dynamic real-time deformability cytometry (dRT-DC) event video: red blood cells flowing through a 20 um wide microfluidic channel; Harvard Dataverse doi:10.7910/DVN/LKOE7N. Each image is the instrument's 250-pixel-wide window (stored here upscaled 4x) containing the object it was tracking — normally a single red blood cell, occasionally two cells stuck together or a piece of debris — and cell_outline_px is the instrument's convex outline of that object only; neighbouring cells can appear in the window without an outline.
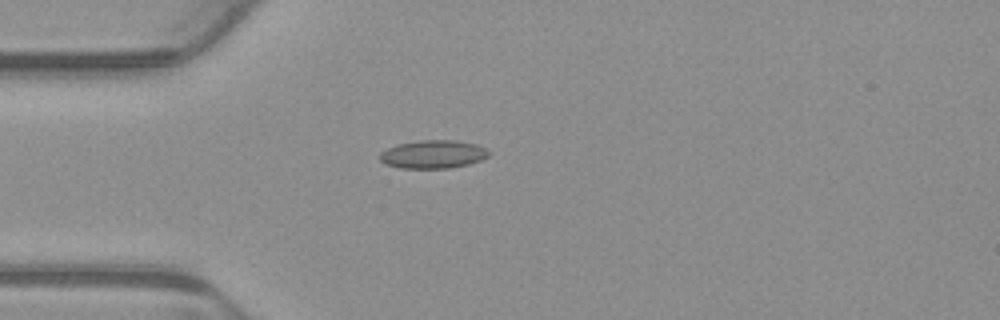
{"species": "common noctule bat (a hibernating species)", "species_latin": "Nyctalus noctula", "temperature_condition": "warm", "stored_images_in_passage": 3, "camera_frame_rate_fps": 3000, "um_per_image_px": 0.085, "animal": {"sex": "male", "body_mass_g": 23.1, "forearm_length_mm": 52.7}, "frame": {"image": 1, "passage_image": 3, "time_ms": 0.667, "image_size_px": [1000, 320], "cell_outline_px": [[492, 152], [488, 156], [480, 160], [468, 164], [448, 168], [400, 168], [384, 164], [380, 160], [380, 152], [396, 144], [420, 140], [456, 140], [476, 144], [488, 148]], "centroid_in_image_um": [36.83, 13.1], "position_along_channel_um": 48.2, "area_um2": 18.09}}